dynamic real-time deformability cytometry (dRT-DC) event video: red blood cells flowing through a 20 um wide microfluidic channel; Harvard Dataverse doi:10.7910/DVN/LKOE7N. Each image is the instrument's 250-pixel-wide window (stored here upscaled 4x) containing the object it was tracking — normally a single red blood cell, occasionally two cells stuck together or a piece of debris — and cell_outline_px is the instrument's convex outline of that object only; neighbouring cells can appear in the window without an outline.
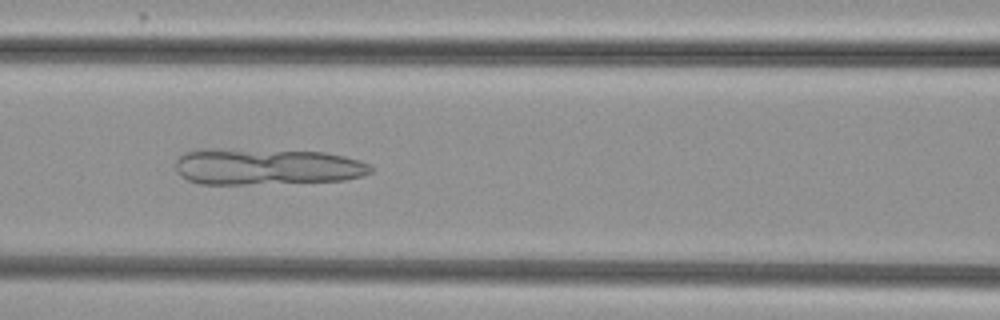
{"species": "common noctule bat (a hibernating species)", "species_latin": "Nyctalus noctula", "temperature_condition": "cold", "stored_images_in_passage": 42, "camera_frame_rate_fps": 3000, "um_per_image_px": 0.085, "animal": {"sex": "female", "body_mass_g": 29.2, "forearm_length_mm": 56.3}, "frame": {"image": 1, "passage_image": 13, "time_ms": 4.0, "image_size_px": [1000, 320], "cell_outline_px": [[372, 172], [364, 176], [344, 180], [248, 184], [200, 184], [188, 180], [180, 176], [176, 168], [176, 160], [184, 152], [196, 148], [216, 148], [324, 152], [344, 156], [360, 160], [368, 164], [372, 168]], "centroid_in_image_um": [22.62, 14.15], "position_along_channel_um": 144.0, "area_um2": 41.73}}
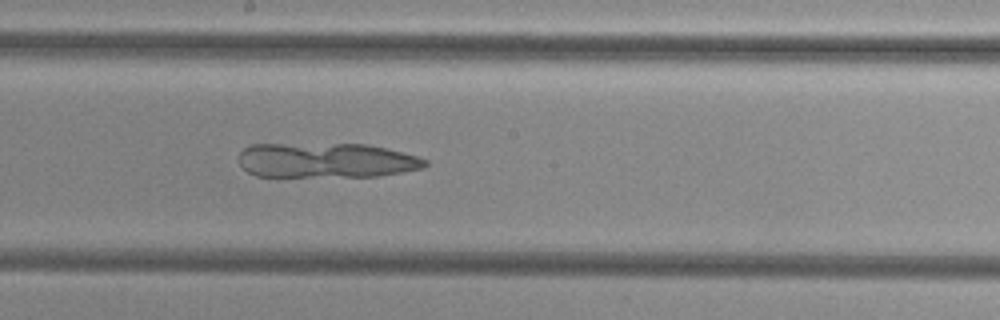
{"frame": {"image": 2, "passage_image": 19, "time_ms": 6.0, "image_size_px": [1000, 320], "cell_outline_px": [[428, 164], [424, 168], [380, 176], [256, 176], [248, 172], [240, 164], [240, 152], [244, 148], [252, 144], [368, 144], [416, 156], [428, 160]], "centroid_in_image_um": [27.74, 13.63], "position_along_channel_um": 220.5, "area_um2": 37.74}}
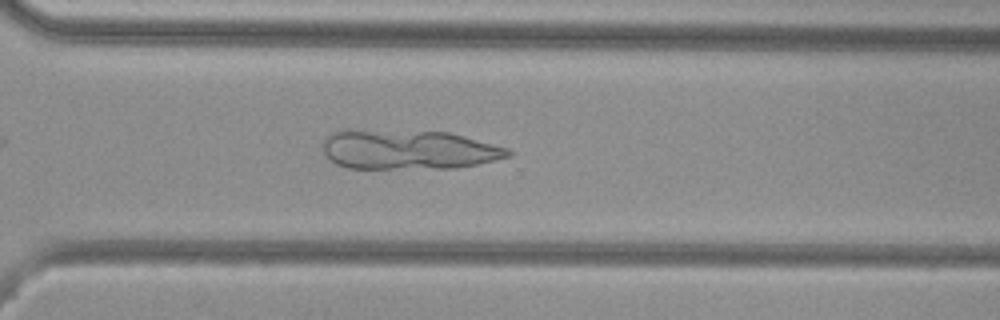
{"frame": {"image": 3, "passage_image": 28, "time_ms": 9.0, "image_size_px": [1000, 320], "cell_outline_px": [[512, 156], [476, 164], [456, 168], [348, 168], [336, 164], [324, 156], [324, 136], [332, 132], [348, 128], [448, 132], [508, 148], [512, 152]], "centroid_in_image_um": [34.64, 12.7], "position_along_channel_um": 336.0, "area_um2": 43.23}}